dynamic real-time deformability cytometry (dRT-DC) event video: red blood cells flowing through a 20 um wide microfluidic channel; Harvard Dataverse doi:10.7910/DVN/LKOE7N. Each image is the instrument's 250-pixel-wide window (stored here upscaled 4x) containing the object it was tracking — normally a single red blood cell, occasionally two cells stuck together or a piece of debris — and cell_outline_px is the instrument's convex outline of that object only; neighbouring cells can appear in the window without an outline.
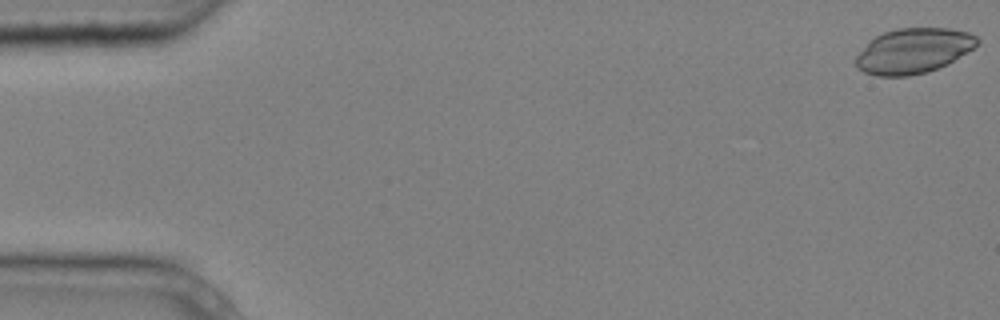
{"species": "common noctule bat (a hibernating species)", "species_latin": "Nyctalus noctula", "temperature_condition": "cold", "stored_images_in_passage": 6, "segment_of_instrument_passage": [1, 2], "camera_frame_rate_fps": 3000, "um_per_image_px": 0.085, "animal": {"sex": "male", "body_mass_g": 20.4}, "frame": {"image": 1, "passage_image": 1, "time_ms": 0.0, "image_size_px": [1000, 320], "cell_outline_px": [[980, 44], [948, 64], [928, 72], [908, 76], [876, 76], [864, 72], [856, 68], [856, 56], [868, 40], [884, 32], [896, 28], [948, 28], [968, 32], [976, 36], [980, 40]], "centroid_in_image_um": [77.64, 4.32], "position_along_channel_um": 7.4, "area_um2": 32.19}}